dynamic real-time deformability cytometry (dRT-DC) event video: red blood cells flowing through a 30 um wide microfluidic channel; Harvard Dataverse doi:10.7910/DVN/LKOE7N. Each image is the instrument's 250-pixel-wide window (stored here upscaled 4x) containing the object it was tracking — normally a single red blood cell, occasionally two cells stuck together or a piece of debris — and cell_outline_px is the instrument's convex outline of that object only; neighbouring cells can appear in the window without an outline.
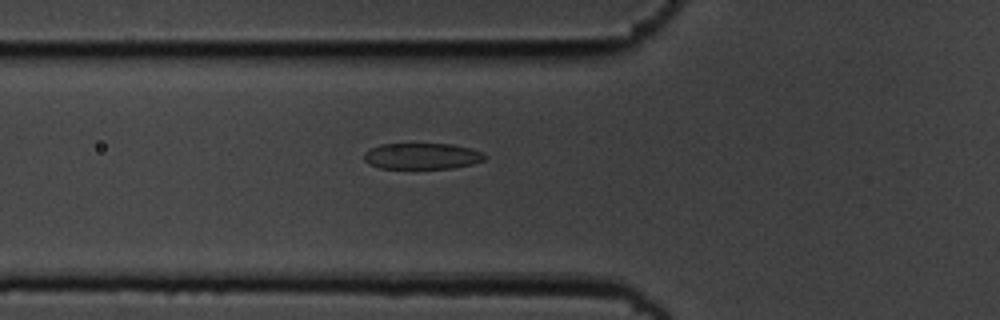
{"species": "common noctule bat (a hibernating species)", "species_latin": "Nyctalus noctula", "temperature_condition": "cold", "stored_images_in_passage": 41, "camera_frame_rate_fps": 3000, "um_per_image_px": 0.085, "animal": {"sex": "male", "body_mass_g": 19.5, "forearm_length_mm": 54.6}, "frame": {"image": 1, "passage_image": 8, "time_ms": 2.333, "image_size_px": [1000, 320], "cell_outline_px": [[488, 156], [484, 160], [472, 164], [452, 168], [380, 168], [368, 164], [364, 160], [364, 152], [368, 148], [380, 144], [452, 144], [472, 148], [484, 152]], "centroid_in_image_um": [35.88, 13.26], "position_along_channel_um": 89.9, "area_um2": 18.61}}
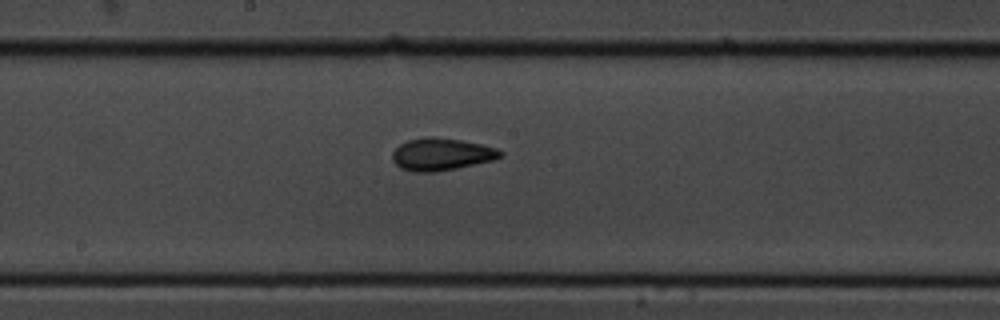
{"frame": {"image": 2, "passage_image": 18, "time_ms": 5.667, "image_size_px": [1000, 320], "cell_outline_px": [[504, 152], [496, 160], [436, 172], [412, 172], [400, 168], [392, 160], [392, 152], [400, 144], [408, 140], [424, 136], [432, 136], [460, 140], [480, 144], [496, 148]], "centroid_in_image_um": [37.5, 13.11], "position_along_channel_um": 210.7, "area_um2": 20.46}}
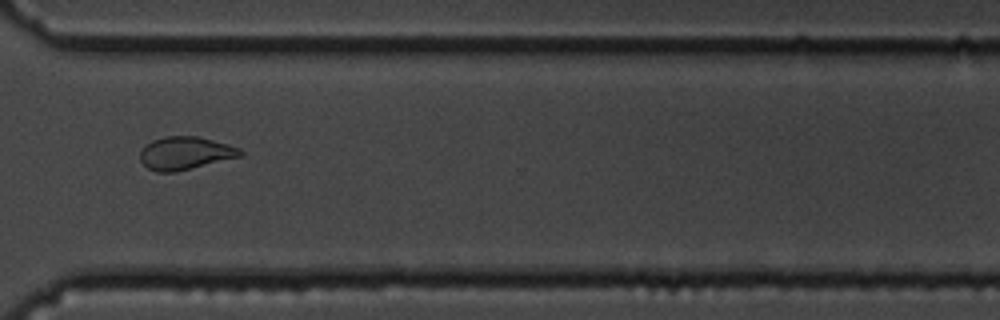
{"frame": {"image": 3, "passage_image": 30, "time_ms": 9.667, "image_size_px": [1000, 320], "cell_outline_px": [[244, 156], [176, 172], [156, 172], [148, 168], [140, 160], [140, 152], [152, 140], [164, 136], [196, 136], [228, 144], [240, 148], [244, 152]], "centroid_in_image_um": [15.79, 13.03], "position_along_channel_um": 354.8, "area_um2": 19.31}}